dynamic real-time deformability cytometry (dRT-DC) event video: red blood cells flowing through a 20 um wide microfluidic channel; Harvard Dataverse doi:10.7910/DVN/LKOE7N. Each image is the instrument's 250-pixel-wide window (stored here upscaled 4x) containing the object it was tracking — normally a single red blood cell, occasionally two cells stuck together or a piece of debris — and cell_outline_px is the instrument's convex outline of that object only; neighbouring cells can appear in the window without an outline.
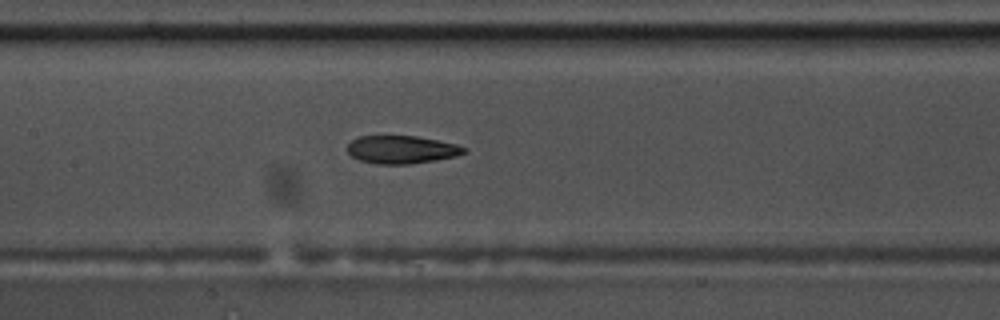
{"species": "common noctule bat (a hibernating species)", "species_latin": "Nyctalus noctula", "temperature_condition": "warm", "stored_images_in_passage": 42, "camera_frame_rate_fps": 3000, "um_per_image_px": 0.085, "animal": {"sex": "male", "body_mass_g": 17.5, "forearm_length_mm": 52.3}, "frame": {"image": 1, "passage_image": 13, "time_ms": 4.0, "image_size_px": [1000, 320], "cell_outline_px": [[468, 152], [456, 156], [436, 160], [408, 164], [376, 164], [360, 160], [352, 156], [348, 152], [348, 144], [352, 140], [360, 136], [416, 136], [456, 144], [468, 148]], "centroid_in_image_um": [34.17, 12.72], "position_along_channel_um": 173.2, "area_um2": 18.96}}
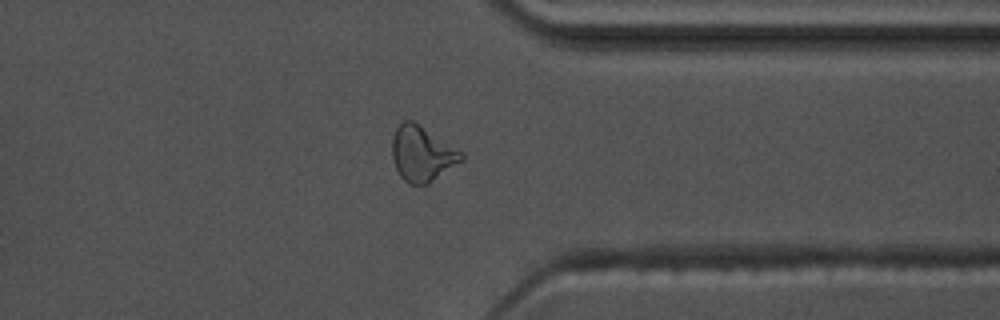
{"frame": {"image": 2, "passage_image": 30, "time_ms": 9.667, "image_size_px": [1000, 320], "cell_outline_px": [[464, 160], [428, 184], [408, 184], [400, 176], [396, 168], [392, 156], [392, 140], [396, 128], [404, 120], [412, 120], [464, 152]], "centroid_in_image_um": [35.89, 13.08], "position_along_channel_um": 375.5, "area_um2": 22.31}}
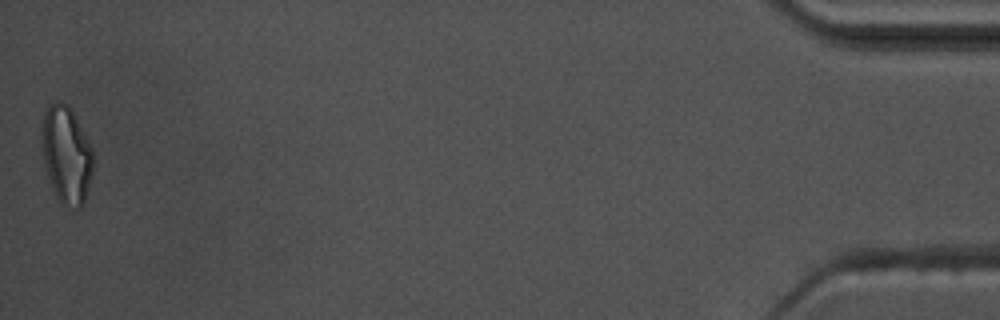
{"frame": {"image": 3, "passage_image": 42, "time_ms": 13.667, "image_size_px": [1000, 320], "cell_outline_px": [[92, 172], [84, 204], [80, 208], [76, 208], [60, 204], [56, 196], [48, 176], [44, 164], [40, 132], [40, 128], [44, 112], [56, 100], [68, 104], [72, 108], [92, 148]], "centroid_in_image_um": [5.63, 13.13], "position_along_channel_um": 429.6, "area_um2": 29.3}, "authors_computed_cell_mechanics": {"area_um2": 20.1144, "velocity_mm_per_s": 3.6385, "shape_relaxation_time_tau1_ms": 6.3931, "shape_relaxation_time_tau2_ms": 2.8184, "deformation_change_tau1": 0.2146, "deformation_change_tau2": 0.1131}}